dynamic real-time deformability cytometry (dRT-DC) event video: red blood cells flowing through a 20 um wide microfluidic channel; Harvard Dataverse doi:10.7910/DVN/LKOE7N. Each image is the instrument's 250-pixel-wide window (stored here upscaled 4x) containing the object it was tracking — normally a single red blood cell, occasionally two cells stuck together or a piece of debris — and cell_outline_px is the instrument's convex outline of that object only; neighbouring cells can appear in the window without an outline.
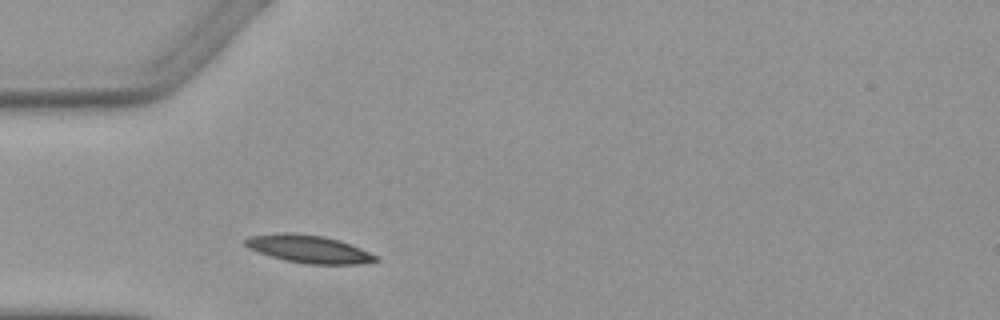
{"species": "Egyptian fruit bat (a non-hibernating species)", "species_latin": "Rousettus aegyptiacus", "temperature_condition": "warm", "stored_images_in_passage": 1, "camera_frame_rate_fps": 3000, "um_per_image_px": 0.085, "animal": {"sex": "female"}, "frame": {"image": 1, "passage_image": 1, "time_ms": 0.0, "image_size_px": [1000, 320], "cell_outline_px": [[380, 260], [356, 264], [308, 264], [284, 260], [248, 248], [244, 244], [244, 240], [248, 236], [280, 232], [292, 232], [324, 236], [340, 240], [380, 256]], "centroid_in_image_um": [26.25, 21.15], "position_along_channel_um": 58.7, "area_um2": 21.21}}